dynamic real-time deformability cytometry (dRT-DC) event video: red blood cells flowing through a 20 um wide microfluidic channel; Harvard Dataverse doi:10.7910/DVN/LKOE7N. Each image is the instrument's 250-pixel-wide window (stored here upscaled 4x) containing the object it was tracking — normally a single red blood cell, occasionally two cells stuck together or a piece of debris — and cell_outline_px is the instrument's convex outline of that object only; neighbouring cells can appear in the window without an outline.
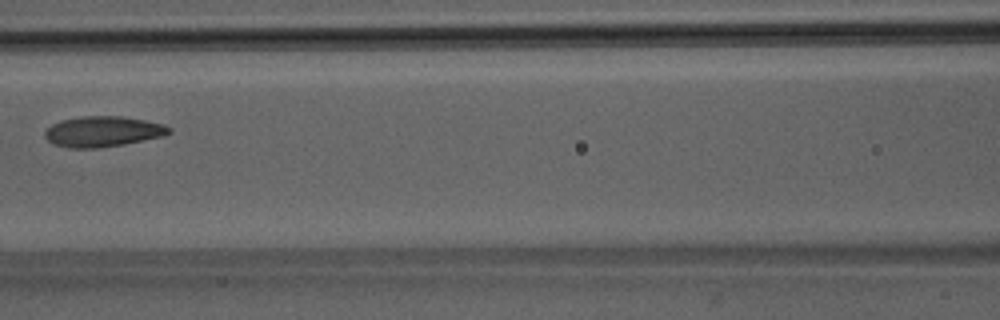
{"species": "Egyptian fruit bat (a non-hibernating species)", "species_latin": "Rousettus aegyptiacus", "temperature_condition": "room temperature", "stored_images_in_passage": 6, "camera_frame_rate_fps": 3000, "um_per_image_px": 0.085, "animal": {"sex": "male"}, "frame": {"image": 1, "passage_image": 5, "time_ms": 5.667, "image_size_px": [1000, 320], "cell_outline_px": [[172, 132], [160, 136], [124, 144], [96, 148], [68, 148], [56, 144], [48, 140], [44, 136], [44, 132], [52, 124], [60, 120], [84, 116], [120, 116], [144, 120], [164, 124], [172, 128]], "centroid_in_image_um": [8.73, 11.17], "position_along_channel_um": 157.9, "area_um2": 21.91}}